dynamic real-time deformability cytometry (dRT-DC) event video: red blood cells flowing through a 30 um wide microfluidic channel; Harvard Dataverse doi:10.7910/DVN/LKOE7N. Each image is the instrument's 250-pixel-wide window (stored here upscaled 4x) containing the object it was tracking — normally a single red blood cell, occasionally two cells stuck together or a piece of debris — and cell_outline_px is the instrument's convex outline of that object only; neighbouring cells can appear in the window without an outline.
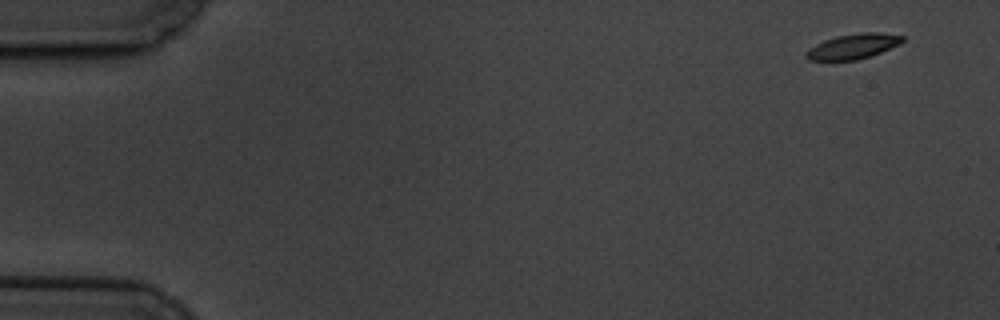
{"species": "common noctule bat (a hibernating species)", "species_latin": "Nyctalus noctula", "temperature_condition": "cold", "stored_images_in_passage": 6, "camera_frame_rate_fps": 3000, "um_per_image_px": 0.085, "animal": {"sex": "male", "body_mass_g": 19.5, "forearm_length_mm": 54.6}, "frame": {"image": 1, "passage_image": 1, "time_ms": 0.0, "image_size_px": [1000, 320], "cell_outline_px": [[904, 40], [900, 44], [880, 52], [856, 60], [808, 60], [804, 56], [804, 52], [808, 48], [824, 40], [836, 36], [860, 32], [880, 32], [904, 36]], "centroid_in_image_um": [72.48, 3.93], "position_along_channel_um": 12.5, "area_um2": 14.1}}